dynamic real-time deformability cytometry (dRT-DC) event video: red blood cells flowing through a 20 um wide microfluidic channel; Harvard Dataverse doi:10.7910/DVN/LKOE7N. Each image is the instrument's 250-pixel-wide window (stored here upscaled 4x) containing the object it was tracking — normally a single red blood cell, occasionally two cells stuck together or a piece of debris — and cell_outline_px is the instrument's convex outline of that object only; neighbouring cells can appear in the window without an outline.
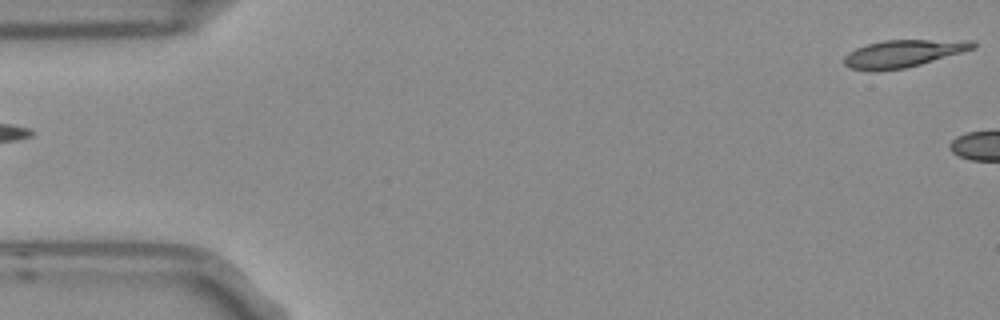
{"species": "Egyptian fruit bat (a non-hibernating species)", "species_latin": "Rousettus aegyptiacus", "temperature_condition": "room temperature", "stored_images_in_passage": 5, "segment_of_instrument_passage": [2, 2], "camera_frame_rate_fps": 3000, "um_per_image_px": 0.085, "frame": {"image": 1, "passage_image": 5, "time_ms": 1.333, "image_size_px": [1000, 320], "cell_outline_px": [[976, 48], [920, 64], [904, 68], [852, 68], [844, 64], [844, 56], [848, 52], [856, 48], [868, 44], [884, 40], [972, 40], [976, 44]], "centroid_in_image_um": [76.84, 4.5], "position_along_channel_um": 8.2, "area_um2": 19.71}}